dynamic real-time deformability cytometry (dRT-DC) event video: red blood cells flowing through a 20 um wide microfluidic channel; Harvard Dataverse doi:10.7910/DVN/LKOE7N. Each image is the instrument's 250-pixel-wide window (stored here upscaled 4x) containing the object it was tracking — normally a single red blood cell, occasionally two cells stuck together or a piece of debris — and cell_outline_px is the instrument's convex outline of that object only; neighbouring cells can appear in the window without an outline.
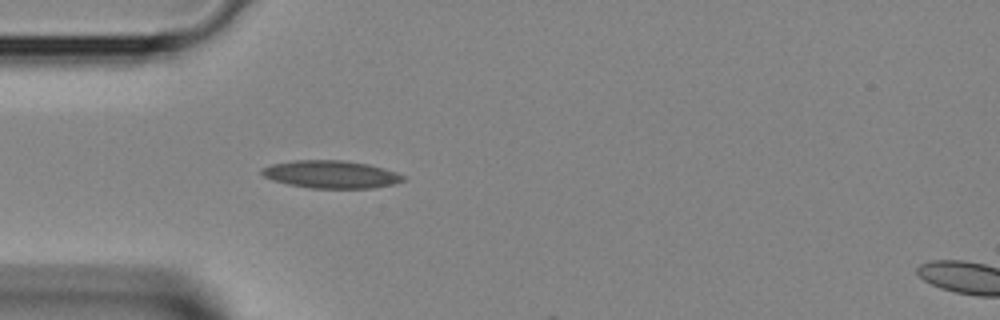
{"species": "Egyptian fruit bat (a non-hibernating species)", "species_latin": "Rousettus aegyptiacus", "temperature_condition": "room temperature", "stored_images_in_passage": 2, "segment_of_instrument_passage": [1, 2], "camera_frame_rate_fps": 3000, "um_per_image_px": 0.085, "animal": {"sex": "female"}, "frame": {"image": 1, "passage_image": 1, "time_ms": 0.0, "image_size_px": [1000, 320], "cell_outline_px": [[408, 180], [396, 184], [376, 188], [308, 188], [288, 184], [264, 176], [260, 172], [260, 168], [272, 164], [296, 160], [344, 160], [368, 164], [384, 168], [396, 172], [404, 176]], "centroid_in_image_um": [28.2, 14.82], "position_along_channel_um": 56.8, "area_um2": 22.95}}